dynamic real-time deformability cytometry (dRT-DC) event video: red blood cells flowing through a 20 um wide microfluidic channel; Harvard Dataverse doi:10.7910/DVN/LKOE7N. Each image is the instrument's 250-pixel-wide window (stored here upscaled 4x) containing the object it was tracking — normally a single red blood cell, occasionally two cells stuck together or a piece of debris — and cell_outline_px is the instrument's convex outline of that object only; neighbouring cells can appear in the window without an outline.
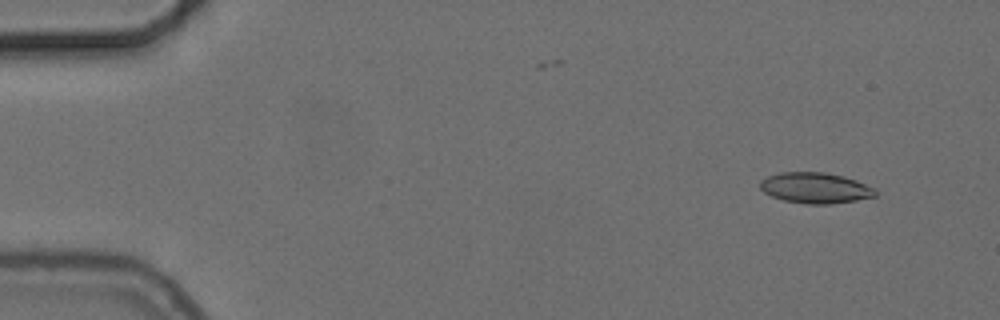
{"species": "common noctule bat (a hibernating species)", "species_latin": "Nyctalus noctula", "temperature_condition": "cold", "stored_images_in_passage": 52, "camera_frame_rate_fps": 3000, "um_per_image_px": 0.085, "animal": {"sex": "female", "body_mass_g": 24.6, "forearm_length_mm": 56.2}, "frame": {"image": 1, "passage_image": 2, "time_ms": 0.333, "image_size_px": [1000, 320], "cell_outline_px": [[876, 196], [856, 200], [828, 204], [808, 204], [784, 200], [772, 196], [764, 192], [760, 188], [760, 180], [768, 176], [780, 172], [824, 172], [844, 176], [856, 180], [876, 188]], "centroid_in_image_um": [69.31, 15.96], "position_along_channel_um": 15.7, "area_um2": 20.63}}
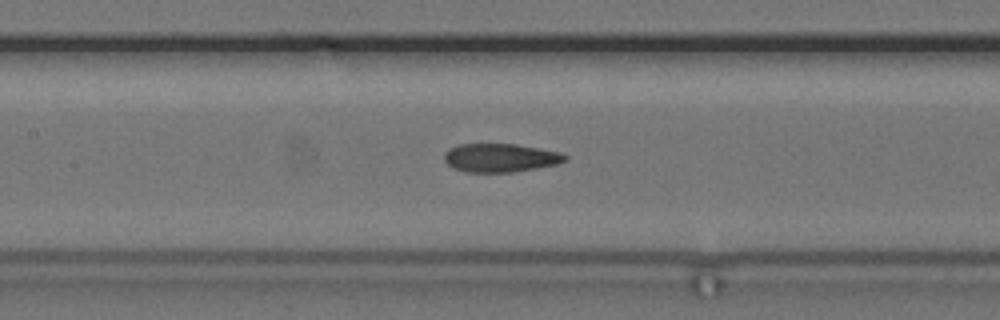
{"frame": {"image": 2, "passage_image": 23, "time_ms": 7.333, "image_size_px": [1000, 320], "cell_outline_px": [[568, 160], [556, 164], [536, 168], [512, 172], [468, 172], [456, 168], [448, 164], [444, 160], [444, 152], [448, 148], [460, 144], [516, 144], [540, 148], [560, 152], [568, 156]], "centroid_in_image_um": [42.54, 13.4], "position_along_channel_um": 164.9, "area_um2": 20.06}}
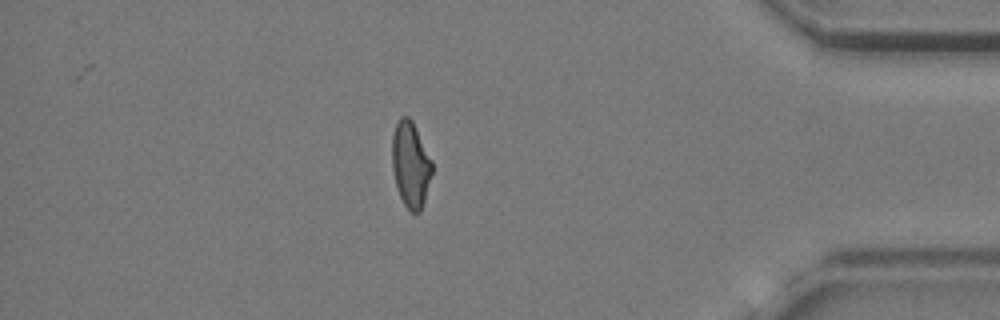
{"frame": {"image": 3, "passage_image": 45, "time_ms": 14.667, "image_size_px": [1000, 320], "cell_outline_px": [[432, 172], [424, 200], [420, 212], [412, 212], [404, 204], [400, 196], [396, 184], [392, 168], [392, 136], [396, 124], [400, 116], [408, 116], [412, 120], [432, 160]], "centroid_in_image_um": [34.89, 13.95], "position_along_channel_um": 400.3, "area_um2": 19.77}, "authors_computed_cell_mechanics": {"area_um2": 20.4901, "velocity_mm_per_s": 3.7297, "shape_relaxation_time_tau1_ms": null, "shape_relaxation_time_tau2_ms": 3.0314, "deformation_change_tau1": null, "deformation_change_tau2": 0.1064}}